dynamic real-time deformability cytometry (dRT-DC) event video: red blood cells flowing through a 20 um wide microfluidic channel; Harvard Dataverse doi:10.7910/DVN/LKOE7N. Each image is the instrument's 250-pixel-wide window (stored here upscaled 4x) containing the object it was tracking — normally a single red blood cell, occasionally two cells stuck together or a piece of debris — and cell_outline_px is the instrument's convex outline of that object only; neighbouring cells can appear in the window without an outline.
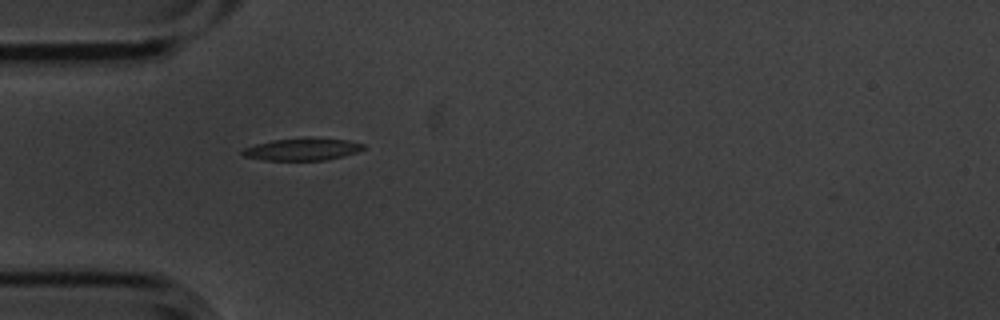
{"species": "common noctule bat (a hibernating species)", "species_latin": "Nyctalus noctula", "temperature_condition": "cold", "stored_images_in_passage": 1, "camera_frame_rate_fps": 3000, "um_per_image_px": 0.085, "animal": {"sex": "male", "body_mass_g": 20.1, "forearm_length_mm": 53.5}, "frame": {"image": 1, "passage_image": 1, "time_ms": 0.0, "image_size_px": [1000, 320], "cell_outline_px": [[364, 148], [356, 152], [344, 156], [324, 160], [264, 160], [244, 156], [240, 152], [244, 148], [256, 144], [272, 140], [304, 136], [308, 136], [348, 140], [364, 144]], "centroid_in_image_um": [25.7, 12.66], "position_along_channel_um": 59.3, "area_um2": 15.95}}